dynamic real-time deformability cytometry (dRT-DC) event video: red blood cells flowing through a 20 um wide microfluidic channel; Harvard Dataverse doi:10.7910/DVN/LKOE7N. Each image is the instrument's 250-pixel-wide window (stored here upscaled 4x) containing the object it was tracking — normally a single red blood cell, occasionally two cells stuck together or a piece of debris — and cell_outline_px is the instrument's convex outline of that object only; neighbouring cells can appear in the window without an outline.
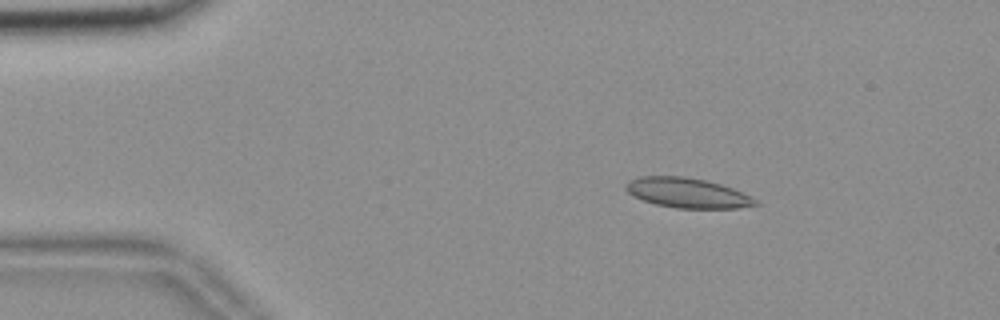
{"species": "common noctule bat (a hibernating species)", "species_latin": "Nyctalus noctula", "temperature_condition": "room temperature", "stored_images_in_passage": 55, "camera_frame_rate_fps": 3000, "um_per_image_px": 0.085, "animal": {"sex": "female", "body_mass_g": 18.4}, "frame": {"image": 1, "passage_image": 9, "time_ms": 2.667, "image_size_px": [1000, 320], "cell_outline_px": [[760, 204], [736, 208], [676, 208], [656, 204], [632, 196], [624, 188], [624, 184], [628, 180], [640, 176], [684, 176], [704, 180], [720, 184], [732, 188], [752, 196]], "centroid_in_image_um": [58.39, 16.39], "position_along_channel_um": 26.6, "area_um2": 22.6}}
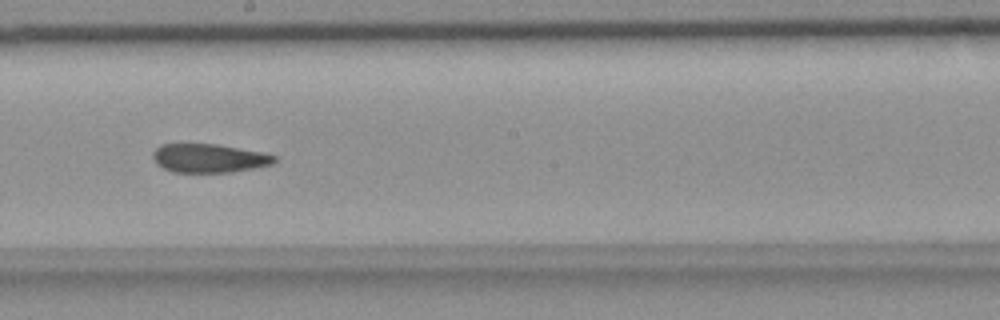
{"frame": {"image": 2, "passage_image": 31, "time_ms": 10.0, "image_size_px": [1000, 320], "cell_outline_px": [[276, 160], [272, 164], [232, 172], [172, 172], [156, 164], [152, 156], [152, 152], [160, 144], [216, 144], [264, 152], [276, 156]], "centroid_in_image_um": [17.75, 13.44], "position_along_channel_um": 230.5, "area_um2": 20.35}}
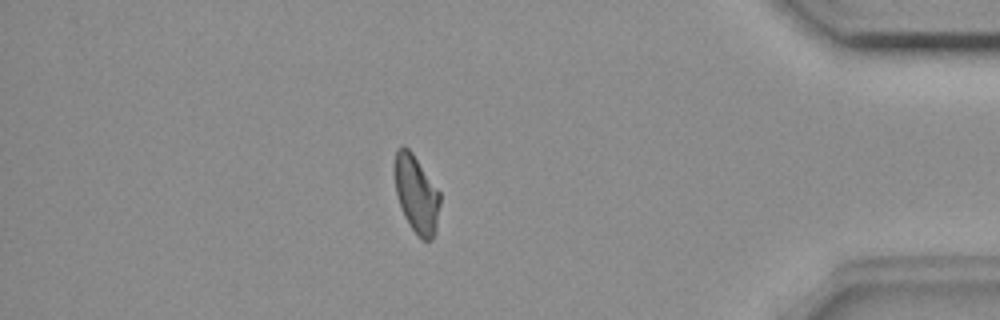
{"frame": {"image": 3, "passage_image": 48, "time_ms": 15.667, "image_size_px": [1000, 320], "cell_outline_px": [[440, 204], [436, 232], [432, 240], [420, 240], [416, 236], [404, 216], [396, 192], [392, 168], [392, 164], [396, 148], [400, 144], [404, 144], [412, 152], [440, 192]], "centroid_in_image_um": [35.36, 16.47], "position_along_channel_um": 399.8, "area_um2": 21.15}, "authors_computed_cell_mechanics": {"area_um2": 21.7328, "velocity_mm_per_s": 3.6566, "shape_relaxation_time_tau1_ms": null, "shape_relaxation_time_tau2_ms": 2.7704, "deformation_change_tau1": null, "deformation_change_tau2": 0.0975}}